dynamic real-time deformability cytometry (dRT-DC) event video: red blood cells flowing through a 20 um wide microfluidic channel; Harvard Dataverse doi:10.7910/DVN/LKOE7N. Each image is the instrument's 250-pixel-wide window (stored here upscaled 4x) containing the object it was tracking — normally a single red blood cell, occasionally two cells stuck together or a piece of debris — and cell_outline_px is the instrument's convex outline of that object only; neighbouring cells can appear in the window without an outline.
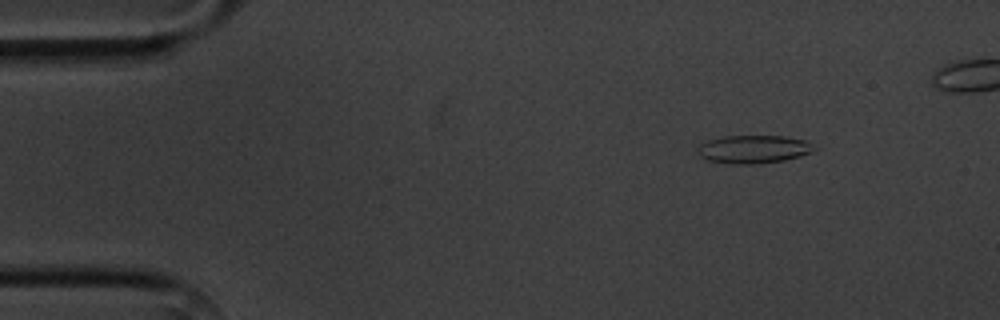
{"species": "common noctule bat (a hibernating species)", "species_latin": "Nyctalus noctula", "temperature_condition": "cold", "stored_images_in_passage": 2, "camera_frame_rate_fps": 3000, "um_per_image_px": 0.085, "animal": {"sex": "male", "body_mass_g": 20.1, "forearm_length_mm": 53.5}, "frame": {"image": 1, "passage_image": 2, "time_ms": 1.333, "image_size_px": [1000, 320], "cell_outline_px": [[820, 148], [812, 152], [800, 156], [784, 160], [756, 164], [732, 164], [708, 160], [700, 156], [696, 152], [696, 148], [700, 144], [708, 140], [724, 136], [784, 136], [808, 140]], "centroid_in_image_um": [64.09, 12.68], "position_along_channel_um": 20.9, "area_um2": 19.42}}